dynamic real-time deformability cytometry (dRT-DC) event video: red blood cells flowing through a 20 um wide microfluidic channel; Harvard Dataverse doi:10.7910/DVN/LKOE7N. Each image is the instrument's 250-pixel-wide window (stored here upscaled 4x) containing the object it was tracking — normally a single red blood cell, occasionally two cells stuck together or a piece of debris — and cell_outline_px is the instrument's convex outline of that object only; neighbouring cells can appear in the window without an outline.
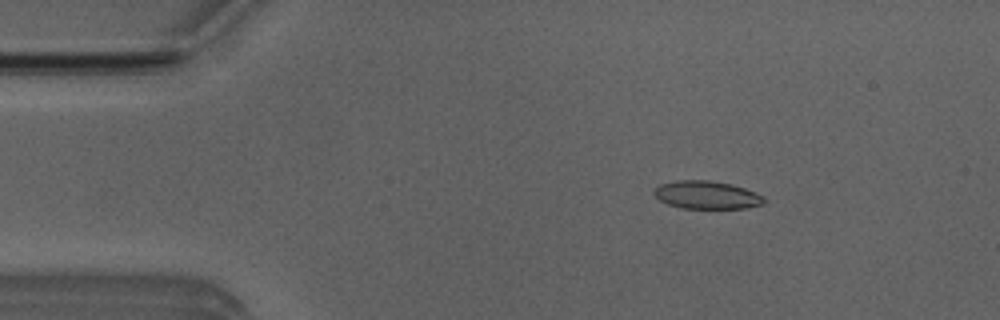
{"species": "Egyptian fruit bat (a non-hibernating species)", "species_latin": "Rousettus aegyptiacus", "temperature_condition": "room temperature", "stored_images_in_passage": 51, "camera_frame_rate_fps": 3000, "um_per_image_px": 0.085, "animal": {"sex": "male"}, "frame": {"image": 1, "passage_image": 8, "time_ms": 2.333, "image_size_px": [1000, 320], "cell_outline_px": [[764, 204], [744, 208], [680, 208], [668, 204], [660, 200], [652, 192], [660, 184], [676, 180], [708, 180], [732, 184], [756, 192], [764, 196]], "centroid_in_image_um": [60.07, 16.56], "position_along_channel_um": 24.9, "area_um2": 17.92}}
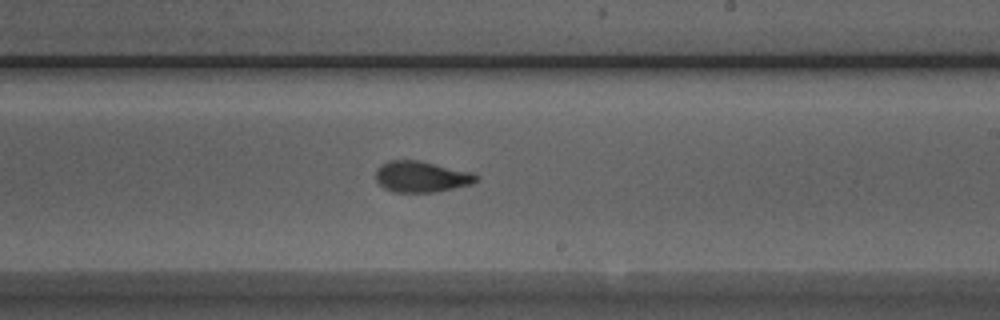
{"frame": {"image": 2, "passage_image": 30, "time_ms": 9.667, "image_size_px": [1000, 320], "cell_outline_px": [[480, 176], [472, 184], [432, 192], [392, 192], [384, 188], [376, 180], [376, 168], [380, 164], [388, 160], [420, 160], [472, 172]], "centroid_in_image_um": [35.79, 15.0], "position_along_channel_um": 253.2, "area_um2": 18.26}}
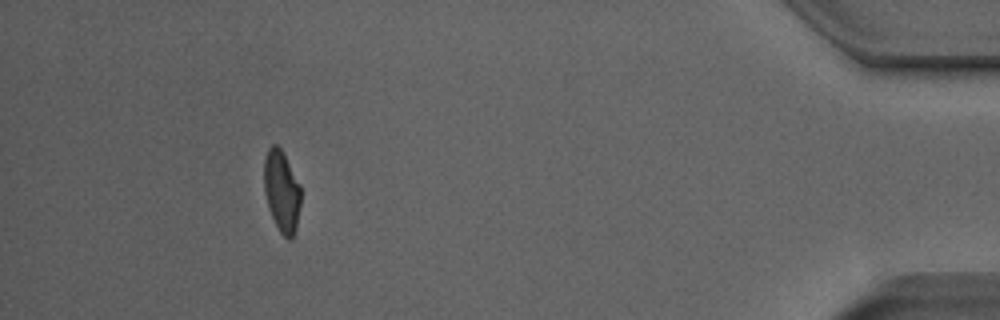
{"frame": {"image": 3, "passage_image": 47, "time_ms": 15.333, "image_size_px": [1000, 320], "cell_outline_px": [[300, 204], [296, 228], [292, 240], [288, 240], [280, 232], [268, 208], [264, 192], [264, 160], [268, 148], [272, 144], [276, 144], [280, 148], [300, 184]], "centroid_in_image_um": [23.93, 16.27], "position_along_channel_um": 411.3, "area_um2": 17.4}, "authors_computed_cell_mechanics": {"area_um2": 18.207, "velocity_mm_per_s": 3.9628, "shape_relaxation_time_tau1_ms": 8.6711, "shape_relaxation_time_tau2_ms": 1.8569, "deformation_change_tau1": 0.2259, "deformation_change_tau2": 0.0752}}